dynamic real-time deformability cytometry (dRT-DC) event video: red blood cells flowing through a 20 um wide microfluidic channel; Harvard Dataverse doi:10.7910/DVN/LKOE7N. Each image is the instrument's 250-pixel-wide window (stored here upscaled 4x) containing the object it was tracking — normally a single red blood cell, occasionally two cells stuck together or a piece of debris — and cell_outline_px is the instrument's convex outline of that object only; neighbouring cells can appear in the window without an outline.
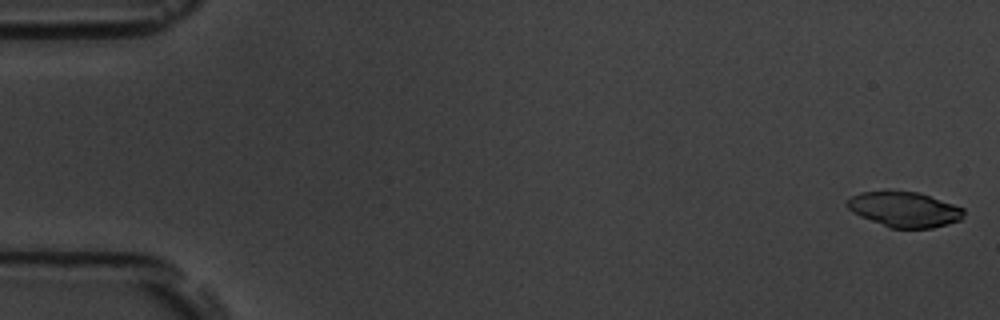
{"species": "common noctule bat (a hibernating species)", "species_latin": "Nyctalus noctula", "temperature_condition": "room temperature", "stored_images_in_passage": 57, "camera_frame_rate_fps": 3000, "um_per_image_px": 0.085, "animal": {"sex": "male", "body_mass_g": 19.5, "forearm_length_mm": 54.6}, "frame": {"image": 1, "passage_image": 1, "time_ms": 0.0, "image_size_px": [1000, 320], "cell_outline_px": [[964, 216], [960, 220], [948, 224], [932, 228], [888, 228], [860, 216], [852, 212], [844, 204], [852, 196], [860, 192], [884, 188], [888, 188], [920, 192], [964, 208]], "centroid_in_image_um": [76.83, 17.75], "position_along_channel_um": 8.2, "area_um2": 24.8}}
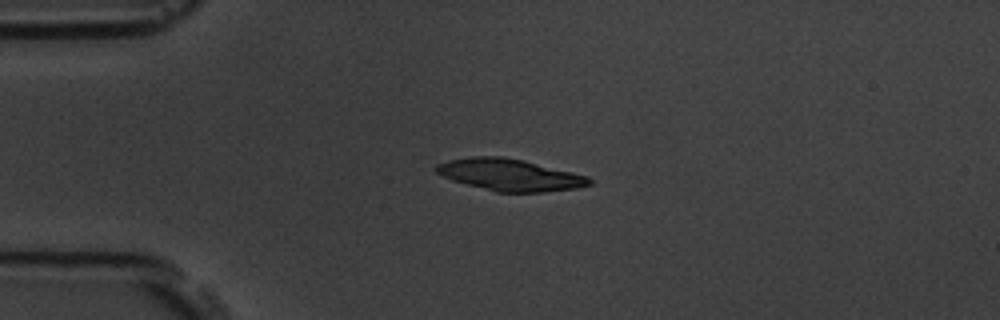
{"frame": {"image": 2, "passage_image": 14, "time_ms": 4.333, "image_size_px": [1000, 320], "cell_outline_px": [[592, 184], [576, 188], [544, 192], [496, 192], [452, 180], [436, 172], [436, 164], [448, 160], [472, 156], [500, 156], [524, 160], [588, 176], [592, 180]], "centroid_in_image_um": [43.34, 14.86], "position_along_channel_um": 41.7, "area_um2": 28.26}}